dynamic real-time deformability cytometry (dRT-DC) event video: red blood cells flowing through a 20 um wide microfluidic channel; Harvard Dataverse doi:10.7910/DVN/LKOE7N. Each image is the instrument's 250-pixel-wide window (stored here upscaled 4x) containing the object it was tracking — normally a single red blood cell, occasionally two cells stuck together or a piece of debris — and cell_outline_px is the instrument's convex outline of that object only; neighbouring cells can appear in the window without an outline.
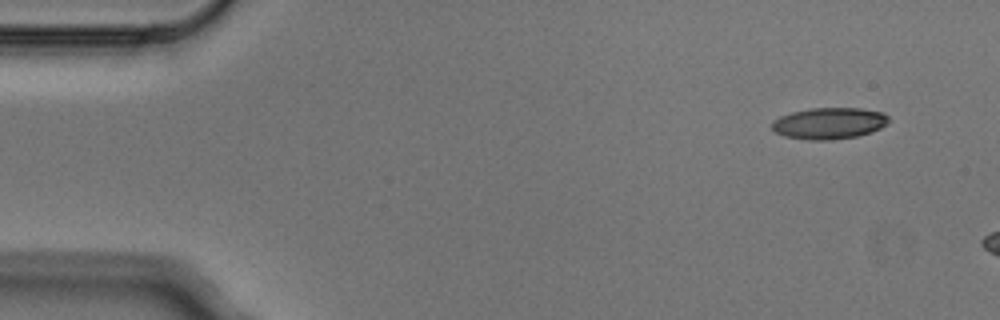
{"species": "Egyptian fruit bat (a non-hibernating species)", "species_latin": "Rousettus aegyptiacus", "temperature_condition": "cold", "stored_images_in_passage": 4, "camera_frame_rate_fps": 3000, "um_per_image_px": 0.085, "animal": {"sex": "male"}, "frame": {"image": 1, "passage_image": 1, "time_ms": 0.0, "image_size_px": [1000, 320], "cell_outline_px": [[892, 120], [880, 128], [872, 132], [856, 136], [828, 140], [808, 140], [784, 136], [776, 132], [772, 128], [772, 120], [780, 116], [792, 112], [812, 108], [860, 108], [884, 112]], "centroid_in_image_um": [70.5, 10.47], "position_along_channel_um": 14.5, "area_um2": 21.5}}